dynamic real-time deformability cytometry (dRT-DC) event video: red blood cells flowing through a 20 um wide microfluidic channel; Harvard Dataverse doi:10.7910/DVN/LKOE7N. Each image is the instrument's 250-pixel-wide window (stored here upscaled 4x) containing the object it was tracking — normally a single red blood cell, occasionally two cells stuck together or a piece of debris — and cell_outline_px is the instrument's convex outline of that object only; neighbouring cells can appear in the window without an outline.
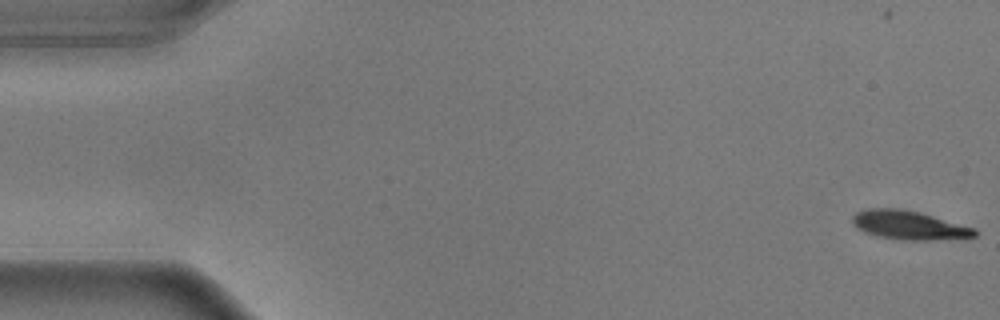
{"species": "common noctule bat (a hibernating species)", "species_latin": "Nyctalus noctula", "temperature_condition": "warm", "stored_images_in_passage": 56, "camera_frame_rate_fps": 3000, "um_per_image_px": 0.085, "animal": {"sex": "male", "body_mass_g": 17.9}, "frame": {"image": 1, "passage_image": 1, "time_ms": 0.0, "image_size_px": [1000, 320], "cell_outline_px": [[976, 236], [932, 240], [900, 240], [876, 236], [864, 232], [856, 228], [852, 224], [852, 216], [856, 212], [864, 208], [904, 208], [920, 212], [976, 228]], "centroid_in_image_um": [77.2, 19.12], "position_along_channel_um": 7.8, "area_um2": 20.81}}
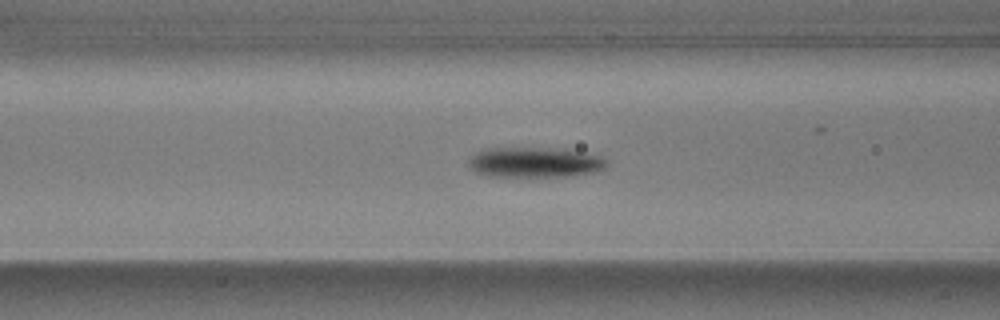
{"frame": {"image": 2, "passage_image": 22, "time_ms": 7.0, "image_size_px": [1000, 320], "cell_outline_px": [[608, 164], [604, 168], [596, 172], [568, 176], [488, 176], [476, 172], [468, 168], [468, 156], [476, 152], [488, 148], [568, 148], [604, 156], [608, 160]], "centroid_in_image_um": [45.49, 13.78], "position_along_channel_um": 121.1, "area_um2": 24.91}}
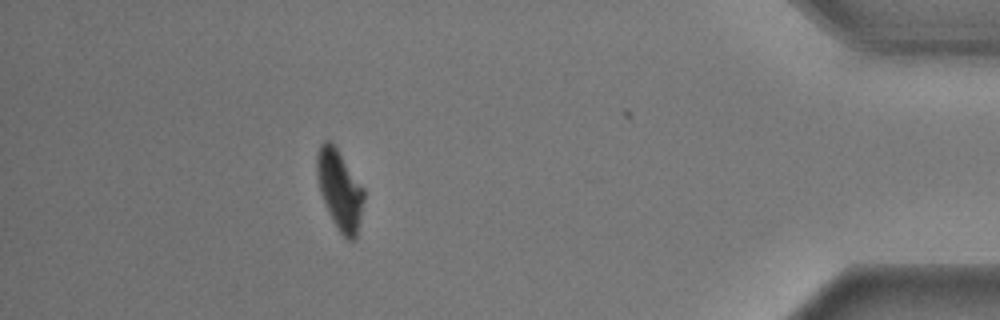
{"frame": {"image": 3, "passage_image": 50, "time_ms": 16.333, "image_size_px": [1000, 320], "cell_outline_px": [[364, 200], [356, 240], [348, 240], [340, 232], [332, 220], [328, 212], [320, 192], [316, 176], [316, 152], [320, 144], [324, 140], [332, 140], [364, 188]], "centroid_in_image_um": [28.86, 16.09], "position_along_channel_um": 406.3, "area_um2": 22.14}}